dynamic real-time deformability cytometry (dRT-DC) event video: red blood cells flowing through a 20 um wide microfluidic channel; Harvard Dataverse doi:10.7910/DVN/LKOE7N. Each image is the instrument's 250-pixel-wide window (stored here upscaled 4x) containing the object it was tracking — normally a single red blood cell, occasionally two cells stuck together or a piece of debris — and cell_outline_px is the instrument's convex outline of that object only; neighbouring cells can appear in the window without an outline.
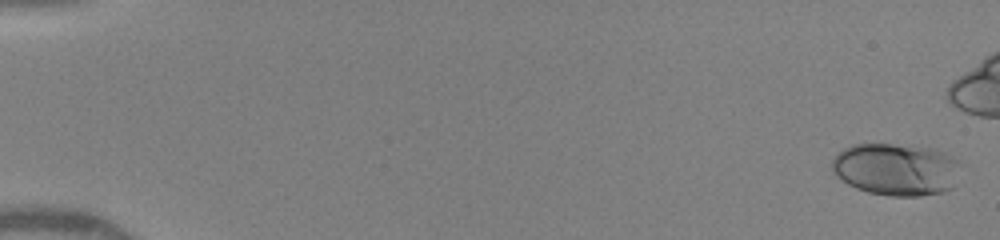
{"species": "human", "species_latin": "Homo sapiens", "temperature_condition": "warm", "stored_images_in_passage": 17, "camera_frame_rate_fps": 3000, "um_per_image_px": 0.085, "donor": {"sex": "female"}, "frame": {"image": 1, "passage_image": 1, "time_ms": 0.0, "image_size_px": [1000, 240], "cell_outline_px": [[960, 164], [952, 188], [944, 192], [920, 196], [888, 196], [868, 192], [856, 188], [848, 184], [836, 176], [832, 172], [832, 160], [844, 148], [852, 144], [892, 144], [936, 148], [960, 160]], "centroid_in_image_um": [76.18, 14.39], "position_along_channel_um": 8.8, "area_um2": 39.48}}
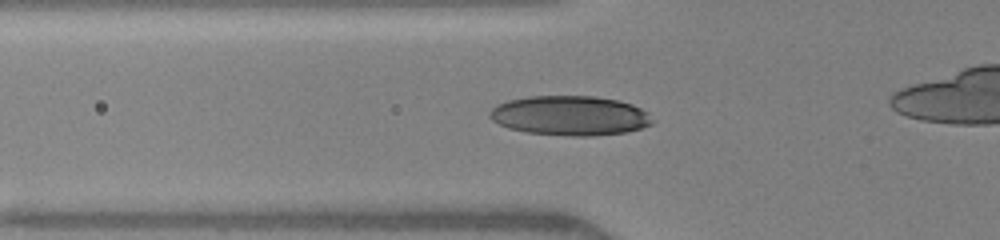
{"frame": {"image": 2, "passage_image": 15, "time_ms": 5.667, "image_size_px": [1000, 240], "cell_outline_px": [[656, 120], [652, 124], [640, 128], [624, 132], [592, 136], [572, 136], [528, 132], [508, 128], [492, 120], [488, 116], [488, 112], [496, 104], [508, 100], [528, 96], [596, 96], [616, 100], [632, 104], [648, 112]], "centroid_in_image_um": [48.45, 9.82], "position_along_channel_um": 77.4, "area_um2": 37.69}}